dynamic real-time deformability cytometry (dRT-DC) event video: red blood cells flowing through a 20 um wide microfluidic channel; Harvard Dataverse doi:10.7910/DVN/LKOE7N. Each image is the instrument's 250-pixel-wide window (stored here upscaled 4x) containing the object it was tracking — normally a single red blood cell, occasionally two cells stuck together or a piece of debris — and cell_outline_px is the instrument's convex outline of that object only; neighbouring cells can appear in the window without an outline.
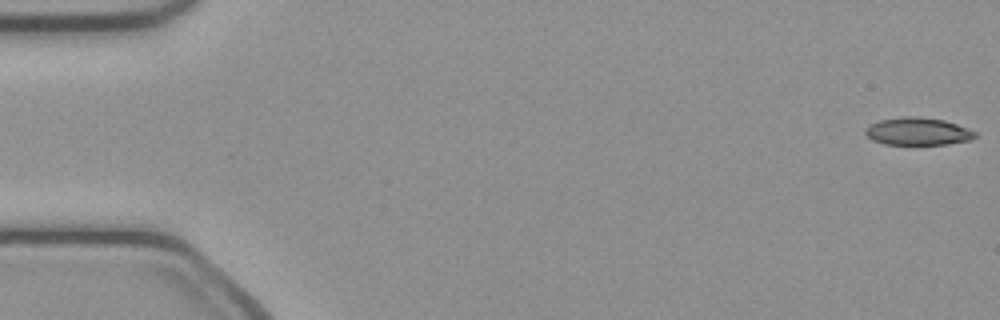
{"species": "common noctule bat (a hibernating species)", "species_latin": "Nyctalus noctula", "temperature_condition": "cold", "stored_images_in_passage": 3, "camera_frame_rate_fps": 3000, "um_per_image_px": 0.085, "animal": {"sex": "female", "body_mass_g": 21.9}, "frame": {"image": 1, "passage_image": 1, "time_ms": 0.0, "image_size_px": [1000, 320], "cell_outline_px": [[976, 136], [968, 140], [948, 144], [884, 144], [872, 140], [864, 132], [872, 124], [880, 120], [904, 116], [916, 116], [944, 120], [968, 128], [976, 132]], "centroid_in_image_um": [78.02, 11.17], "position_along_channel_um": 7.0, "area_um2": 17.4}}